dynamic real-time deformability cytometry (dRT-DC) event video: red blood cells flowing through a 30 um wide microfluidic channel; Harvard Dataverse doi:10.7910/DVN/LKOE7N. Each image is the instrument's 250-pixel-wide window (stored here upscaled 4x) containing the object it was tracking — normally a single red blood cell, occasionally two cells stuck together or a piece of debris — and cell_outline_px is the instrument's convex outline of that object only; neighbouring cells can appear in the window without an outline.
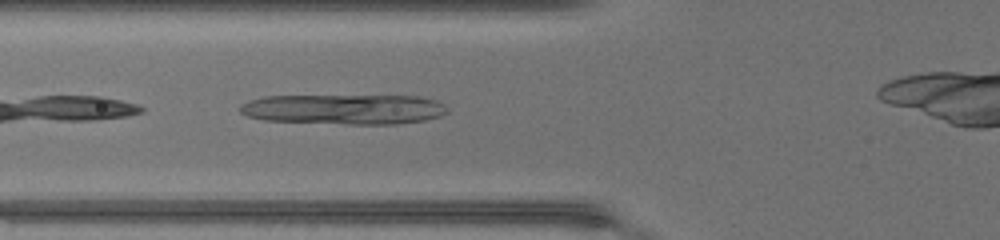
{"species": "common noctule bat (a hibernating species)", "species_latin": "Nyctalus noctula", "temperature_condition": "warm", "stored_images_in_passage": 26, "camera_frame_rate_fps": 3000, "um_per_image_px": 0.085, "animal": {"sex": "female", "body_mass_g": 17.0, "forearm_length_mm": 48.0}, "frame": {"image": 1, "passage_image": 3, "time_ms": 0.667, "image_size_px": [1000, 240], "cell_outline_px": [[448, 112], [440, 116], [424, 120], [396, 124], [348, 124], [264, 120], [248, 116], [240, 112], [240, 104], [248, 100], [264, 96], [416, 96], [436, 100], [444, 104], [448, 108]], "centroid_in_image_um": [29.25, 9.28], "position_along_channel_um": 96.6, "area_um2": 36.41}}
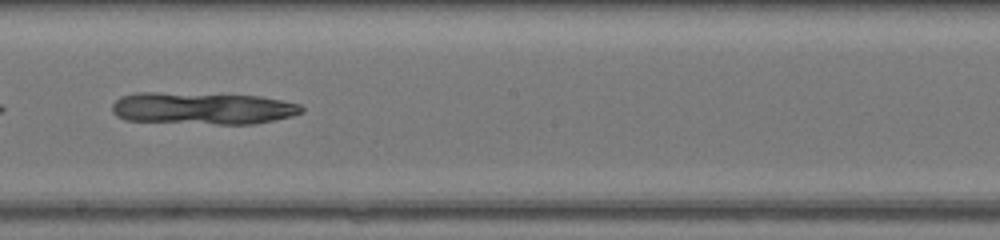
{"frame": {"image": 2, "passage_image": 12, "time_ms": 3.667, "image_size_px": [1000, 240], "cell_outline_px": [[304, 112], [292, 116], [252, 124], [216, 124], [124, 120], [116, 116], [112, 112], [112, 104], [120, 96], [136, 92], [156, 92], [260, 96], [300, 104], [304, 108]], "centroid_in_image_um": [17.18, 9.2], "position_along_channel_um": 231.0, "area_um2": 35.49}}
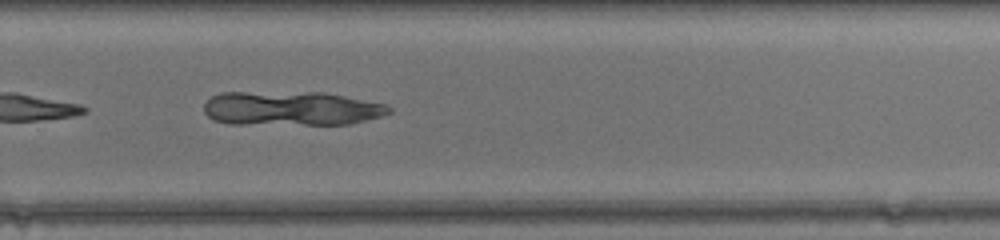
{"frame": {"image": 3, "passage_image": 17, "time_ms": 5.333, "image_size_px": [1000, 240], "cell_outline_px": [[392, 112], [380, 116], [348, 124], [228, 124], [212, 120], [204, 112], [204, 104], [212, 96], [220, 92], [324, 92], [384, 104], [392, 108]], "centroid_in_image_um": [24.7, 9.21], "position_along_channel_um": 305.1, "area_um2": 36.99}}